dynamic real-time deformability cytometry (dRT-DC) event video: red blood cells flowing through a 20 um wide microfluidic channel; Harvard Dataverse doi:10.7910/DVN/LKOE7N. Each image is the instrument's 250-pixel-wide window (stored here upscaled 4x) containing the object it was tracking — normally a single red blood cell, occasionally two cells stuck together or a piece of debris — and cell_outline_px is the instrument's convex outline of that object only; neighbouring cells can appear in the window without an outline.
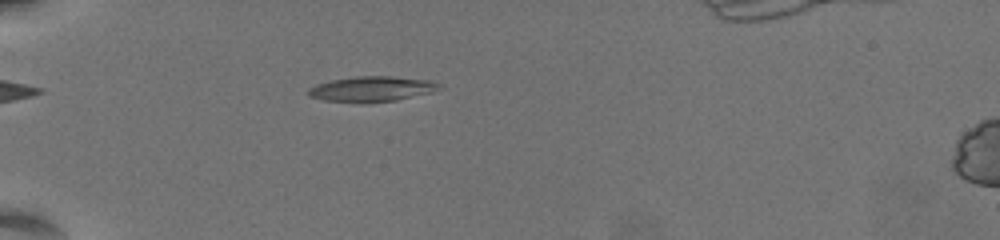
{"species": "common noctule bat (a hibernating species)", "species_latin": "Nyctalus noctula", "temperature_condition": "warm", "stored_images_in_passage": 43, "camera_frame_rate_fps": 3000, "um_per_image_px": 0.085, "animal": {"sex": "female", "body_mass_g": 19.5, "forearm_length_mm": 54.1}, "frame": {"image": 1, "passage_image": 2, "time_ms": 0.333, "image_size_px": [1000, 240], "cell_outline_px": [[444, 88], [432, 92], [396, 100], [324, 100], [308, 96], [308, 88], [316, 84], [328, 80], [356, 76], [392, 76], [432, 80], [440, 84]], "centroid_in_image_um": [31.65, 7.51], "position_along_channel_um": 53.4, "area_um2": 18.73}}
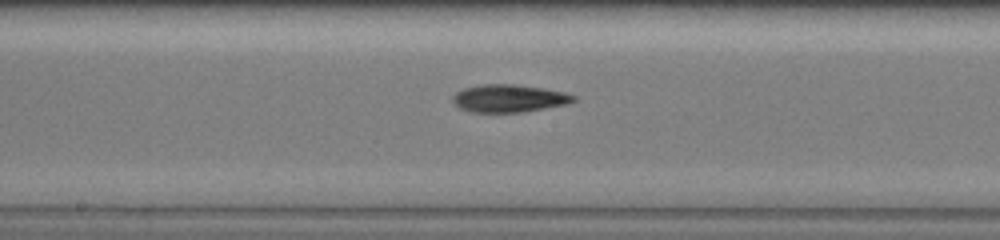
{"frame": {"image": 2, "passage_image": 17, "time_ms": 5.333, "image_size_px": [1000, 240], "cell_outline_px": [[576, 100], [564, 104], [520, 112], [472, 112], [460, 108], [452, 100], [452, 96], [456, 92], [464, 88], [484, 84], [516, 84], [544, 88], [564, 92], [576, 96]], "centroid_in_image_um": [43.24, 8.35], "position_along_channel_um": 205.0, "area_um2": 19.25}}
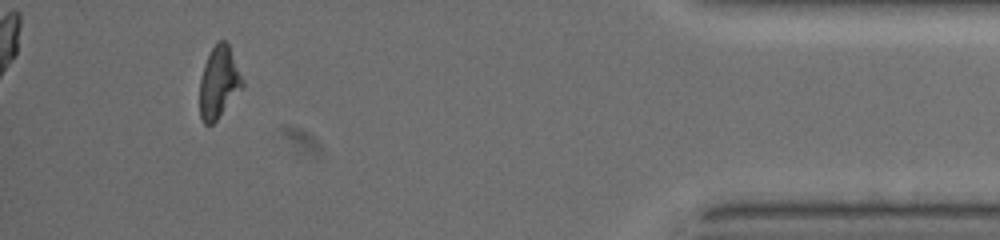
{"frame": {"image": 3, "passage_image": 39, "time_ms": 12.667, "image_size_px": [1000, 240], "cell_outline_px": [[244, 84], [216, 120], [212, 124], [204, 124], [200, 116], [200, 80], [204, 64], [212, 48], [220, 40], [224, 40], [228, 44], [244, 80]], "centroid_in_image_um": [18.59, 6.99], "position_along_channel_um": 416.6, "area_um2": 17.4}, "authors_computed_cell_mechanics": {"area_um2": 18.2648, "velocity_mm_per_s": 3.5587, "shape_relaxation_time_tau1_ms": null, "shape_relaxation_time_tau2_ms": 4.1102, "deformation_change_tau1": null, "deformation_change_tau2": 0.1352}}